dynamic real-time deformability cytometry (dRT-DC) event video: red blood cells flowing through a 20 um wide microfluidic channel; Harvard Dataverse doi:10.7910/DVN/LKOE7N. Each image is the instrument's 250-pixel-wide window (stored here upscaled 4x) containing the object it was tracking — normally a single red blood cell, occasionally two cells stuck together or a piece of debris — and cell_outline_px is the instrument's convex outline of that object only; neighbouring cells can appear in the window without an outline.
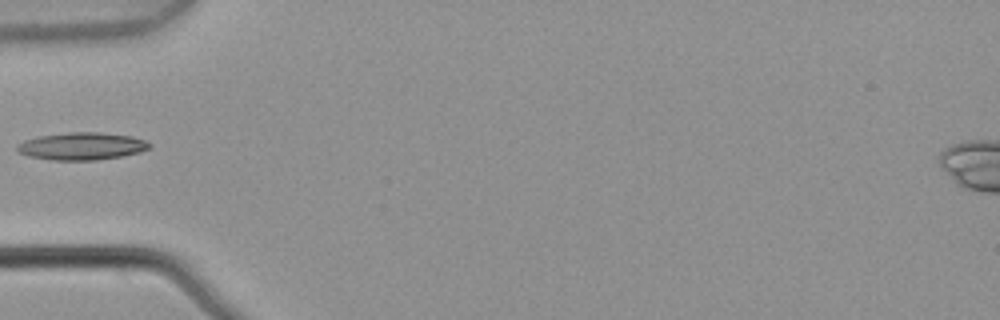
{"species": "common noctule bat (a hibernating species)", "species_latin": "Nyctalus noctula", "temperature_condition": "warm", "stored_images_in_passage": 4, "camera_frame_rate_fps": 3000, "um_per_image_px": 0.085, "animal": {"sex": "male", "body_mass_g": 21.5, "forearm_length_mm": 52.0}, "frame": {"image": 1, "passage_image": 4, "time_ms": 1.0, "image_size_px": [1000, 320], "cell_outline_px": [[152, 144], [148, 148], [140, 152], [120, 156], [96, 160], [52, 160], [28, 156], [20, 152], [16, 148], [16, 144], [24, 140], [40, 136], [68, 132], [100, 132], [132, 136], [144, 140]], "centroid_in_image_um": [6.94, 12.42], "position_along_channel_um": 78.1, "area_um2": 21.1}}